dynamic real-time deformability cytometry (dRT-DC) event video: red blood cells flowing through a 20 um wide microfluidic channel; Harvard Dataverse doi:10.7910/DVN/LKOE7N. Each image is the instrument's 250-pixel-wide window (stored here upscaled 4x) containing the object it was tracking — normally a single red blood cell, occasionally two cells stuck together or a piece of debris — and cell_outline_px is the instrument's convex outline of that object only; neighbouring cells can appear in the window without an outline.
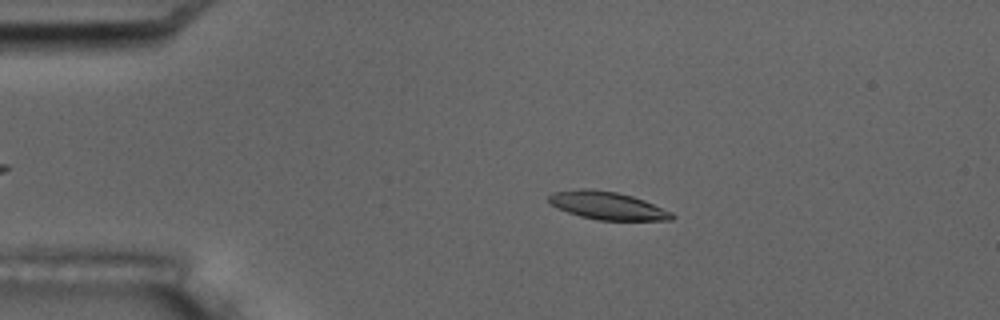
{"species": "common noctule bat (a hibernating species)", "species_latin": "Nyctalus noctula", "temperature_condition": "room temperature", "stored_images_in_passage": 16, "camera_frame_rate_fps": 3000, "um_per_image_px": 0.085, "animal": {"sex": "male", "body_mass_g": 17.5, "forearm_length_mm": 52.3}, "frame": {"image": 1, "passage_image": 3, "time_ms": 2.333, "image_size_px": [1000, 320], "cell_outline_px": [[676, 216], [672, 220], [596, 220], [580, 216], [556, 208], [548, 200], [548, 196], [552, 192], [580, 188], [588, 188], [616, 192], [632, 196], [644, 200], [672, 212]], "centroid_in_image_um": [51.61, 17.47], "position_along_channel_um": 33.4, "area_um2": 20.06}, "authors_computed_cell_mechanics": {"area_um2": 20.7213, "velocity_mm_per_s": 3.5226, "shape_relaxation_time_tau1_ms": 2.6805, "shape_relaxation_time_tau2_ms": null, "deformation_change_tau1": 0.0837, "deformation_change_tau2": null}}